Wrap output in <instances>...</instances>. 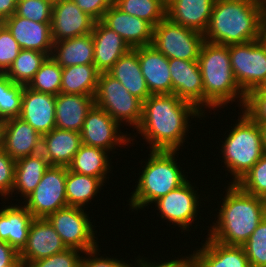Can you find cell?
Returning <instances> with one entry per match:
<instances>
[{
    "label": "cell",
    "instance_id": "60d3db41",
    "mask_svg": "<svg viewBox=\"0 0 266 267\" xmlns=\"http://www.w3.org/2000/svg\"><path fill=\"white\" fill-rule=\"evenodd\" d=\"M81 253L83 254L84 252L74 248H67L47 258L28 262L23 267H80Z\"/></svg>",
    "mask_w": 266,
    "mask_h": 267
},
{
    "label": "cell",
    "instance_id": "9a60e30c",
    "mask_svg": "<svg viewBox=\"0 0 266 267\" xmlns=\"http://www.w3.org/2000/svg\"><path fill=\"white\" fill-rule=\"evenodd\" d=\"M66 249L61 237L46 218H34L29 228L27 243L19 253L21 266Z\"/></svg>",
    "mask_w": 266,
    "mask_h": 267
},
{
    "label": "cell",
    "instance_id": "bcb514c9",
    "mask_svg": "<svg viewBox=\"0 0 266 267\" xmlns=\"http://www.w3.org/2000/svg\"><path fill=\"white\" fill-rule=\"evenodd\" d=\"M76 5L95 21H101L114 0H73Z\"/></svg>",
    "mask_w": 266,
    "mask_h": 267
},
{
    "label": "cell",
    "instance_id": "e0dca14e",
    "mask_svg": "<svg viewBox=\"0 0 266 267\" xmlns=\"http://www.w3.org/2000/svg\"><path fill=\"white\" fill-rule=\"evenodd\" d=\"M55 105V95L34 91L24 86L19 117L43 136L56 127Z\"/></svg>",
    "mask_w": 266,
    "mask_h": 267
},
{
    "label": "cell",
    "instance_id": "277c9868",
    "mask_svg": "<svg viewBox=\"0 0 266 267\" xmlns=\"http://www.w3.org/2000/svg\"><path fill=\"white\" fill-rule=\"evenodd\" d=\"M198 63L203 79V113H207L204 108L214 111L216 108H225L228 103L236 100L242 108L245 94L235 79L228 45L204 41Z\"/></svg>",
    "mask_w": 266,
    "mask_h": 267
},
{
    "label": "cell",
    "instance_id": "ba28073f",
    "mask_svg": "<svg viewBox=\"0 0 266 267\" xmlns=\"http://www.w3.org/2000/svg\"><path fill=\"white\" fill-rule=\"evenodd\" d=\"M204 34L165 17L153 28L152 46L168 59L198 61Z\"/></svg>",
    "mask_w": 266,
    "mask_h": 267
},
{
    "label": "cell",
    "instance_id": "b9f144b4",
    "mask_svg": "<svg viewBox=\"0 0 266 267\" xmlns=\"http://www.w3.org/2000/svg\"><path fill=\"white\" fill-rule=\"evenodd\" d=\"M240 109L252 121L258 124L266 123V91L260 87L248 92Z\"/></svg>",
    "mask_w": 266,
    "mask_h": 267
},
{
    "label": "cell",
    "instance_id": "836d02e7",
    "mask_svg": "<svg viewBox=\"0 0 266 267\" xmlns=\"http://www.w3.org/2000/svg\"><path fill=\"white\" fill-rule=\"evenodd\" d=\"M48 56L36 50L21 49L5 73L14 83L27 86Z\"/></svg>",
    "mask_w": 266,
    "mask_h": 267
},
{
    "label": "cell",
    "instance_id": "ac0fdd59",
    "mask_svg": "<svg viewBox=\"0 0 266 267\" xmlns=\"http://www.w3.org/2000/svg\"><path fill=\"white\" fill-rule=\"evenodd\" d=\"M101 22L119 34L132 49L152 44L154 27L146 20L121 11L114 3Z\"/></svg>",
    "mask_w": 266,
    "mask_h": 267
},
{
    "label": "cell",
    "instance_id": "d6986e66",
    "mask_svg": "<svg viewBox=\"0 0 266 267\" xmlns=\"http://www.w3.org/2000/svg\"><path fill=\"white\" fill-rule=\"evenodd\" d=\"M190 256V267H250L242 246L221 244L208 235Z\"/></svg>",
    "mask_w": 266,
    "mask_h": 267
},
{
    "label": "cell",
    "instance_id": "d6a6232c",
    "mask_svg": "<svg viewBox=\"0 0 266 267\" xmlns=\"http://www.w3.org/2000/svg\"><path fill=\"white\" fill-rule=\"evenodd\" d=\"M104 185L100 178L72 172L67 168L65 189L68 206L87 208L85 206L91 203Z\"/></svg>",
    "mask_w": 266,
    "mask_h": 267
},
{
    "label": "cell",
    "instance_id": "484cf974",
    "mask_svg": "<svg viewBox=\"0 0 266 267\" xmlns=\"http://www.w3.org/2000/svg\"><path fill=\"white\" fill-rule=\"evenodd\" d=\"M81 145L79 132L55 127L42 136L41 153L50 166L68 167Z\"/></svg>",
    "mask_w": 266,
    "mask_h": 267
},
{
    "label": "cell",
    "instance_id": "74e56055",
    "mask_svg": "<svg viewBox=\"0 0 266 267\" xmlns=\"http://www.w3.org/2000/svg\"><path fill=\"white\" fill-rule=\"evenodd\" d=\"M236 185L248 194L266 199V152Z\"/></svg>",
    "mask_w": 266,
    "mask_h": 267
},
{
    "label": "cell",
    "instance_id": "7a4b0ae2",
    "mask_svg": "<svg viewBox=\"0 0 266 267\" xmlns=\"http://www.w3.org/2000/svg\"><path fill=\"white\" fill-rule=\"evenodd\" d=\"M217 220L207 234L229 246H242L266 216V199L248 194L236 184H227Z\"/></svg>",
    "mask_w": 266,
    "mask_h": 267
},
{
    "label": "cell",
    "instance_id": "7402d4cb",
    "mask_svg": "<svg viewBox=\"0 0 266 267\" xmlns=\"http://www.w3.org/2000/svg\"><path fill=\"white\" fill-rule=\"evenodd\" d=\"M42 136L20 117L4 121L3 150L15 161L41 152Z\"/></svg>",
    "mask_w": 266,
    "mask_h": 267
},
{
    "label": "cell",
    "instance_id": "d590c367",
    "mask_svg": "<svg viewBox=\"0 0 266 267\" xmlns=\"http://www.w3.org/2000/svg\"><path fill=\"white\" fill-rule=\"evenodd\" d=\"M62 67L52 58L47 57L40 69L27 85L28 88L51 95L61 92Z\"/></svg>",
    "mask_w": 266,
    "mask_h": 267
},
{
    "label": "cell",
    "instance_id": "2e32d148",
    "mask_svg": "<svg viewBox=\"0 0 266 267\" xmlns=\"http://www.w3.org/2000/svg\"><path fill=\"white\" fill-rule=\"evenodd\" d=\"M172 94L203 112V79L198 61L169 59Z\"/></svg>",
    "mask_w": 266,
    "mask_h": 267
},
{
    "label": "cell",
    "instance_id": "db71d44e",
    "mask_svg": "<svg viewBox=\"0 0 266 267\" xmlns=\"http://www.w3.org/2000/svg\"><path fill=\"white\" fill-rule=\"evenodd\" d=\"M132 263H128V261H127V263H125L122 267H132Z\"/></svg>",
    "mask_w": 266,
    "mask_h": 267
},
{
    "label": "cell",
    "instance_id": "f5cc1de1",
    "mask_svg": "<svg viewBox=\"0 0 266 267\" xmlns=\"http://www.w3.org/2000/svg\"><path fill=\"white\" fill-rule=\"evenodd\" d=\"M4 121L0 120V150L3 148Z\"/></svg>",
    "mask_w": 266,
    "mask_h": 267
},
{
    "label": "cell",
    "instance_id": "52a82bcc",
    "mask_svg": "<svg viewBox=\"0 0 266 267\" xmlns=\"http://www.w3.org/2000/svg\"><path fill=\"white\" fill-rule=\"evenodd\" d=\"M95 105L104 109L121 126H132L135 130L142 120L143 101L128 90L108 72L100 73Z\"/></svg>",
    "mask_w": 266,
    "mask_h": 267
},
{
    "label": "cell",
    "instance_id": "7c38bea8",
    "mask_svg": "<svg viewBox=\"0 0 266 267\" xmlns=\"http://www.w3.org/2000/svg\"><path fill=\"white\" fill-rule=\"evenodd\" d=\"M121 125L115 121L104 109L93 105L88 111L80 136L82 144L99 147L106 151H114L121 145L127 146L134 142L131 133L121 131Z\"/></svg>",
    "mask_w": 266,
    "mask_h": 267
},
{
    "label": "cell",
    "instance_id": "8d00e7d4",
    "mask_svg": "<svg viewBox=\"0 0 266 267\" xmlns=\"http://www.w3.org/2000/svg\"><path fill=\"white\" fill-rule=\"evenodd\" d=\"M24 85L14 83L6 74H0V120L19 117Z\"/></svg>",
    "mask_w": 266,
    "mask_h": 267
},
{
    "label": "cell",
    "instance_id": "e575fe53",
    "mask_svg": "<svg viewBox=\"0 0 266 267\" xmlns=\"http://www.w3.org/2000/svg\"><path fill=\"white\" fill-rule=\"evenodd\" d=\"M123 12L146 20L153 27L166 17V0H114Z\"/></svg>",
    "mask_w": 266,
    "mask_h": 267
},
{
    "label": "cell",
    "instance_id": "f907efd6",
    "mask_svg": "<svg viewBox=\"0 0 266 267\" xmlns=\"http://www.w3.org/2000/svg\"><path fill=\"white\" fill-rule=\"evenodd\" d=\"M260 41L266 47V13L262 19L261 26H260Z\"/></svg>",
    "mask_w": 266,
    "mask_h": 267
},
{
    "label": "cell",
    "instance_id": "ee69618b",
    "mask_svg": "<svg viewBox=\"0 0 266 267\" xmlns=\"http://www.w3.org/2000/svg\"><path fill=\"white\" fill-rule=\"evenodd\" d=\"M16 161L3 149L0 150V197L7 199L12 194ZM8 196V197H7Z\"/></svg>",
    "mask_w": 266,
    "mask_h": 267
},
{
    "label": "cell",
    "instance_id": "f35d334b",
    "mask_svg": "<svg viewBox=\"0 0 266 267\" xmlns=\"http://www.w3.org/2000/svg\"><path fill=\"white\" fill-rule=\"evenodd\" d=\"M242 247L250 267H266V216Z\"/></svg>",
    "mask_w": 266,
    "mask_h": 267
},
{
    "label": "cell",
    "instance_id": "5b68a950",
    "mask_svg": "<svg viewBox=\"0 0 266 267\" xmlns=\"http://www.w3.org/2000/svg\"><path fill=\"white\" fill-rule=\"evenodd\" d=\"M142 171L138 174L135 191L129 198V210H145L159 198L184 184L188 175L178 165V151L150 150Z\"/></svg>",
    "mask_w": 266,
    "mask_h": 267
},
{
    "label": "cell",
    "instance_id": "4dcf8cb0",
    "mask_svg": "<svg viewBox=\"0 0 266 267\" xmlns=\"http://www.w3.org/2000/svg\"><path fill=\"white\" fill-rule=\"evenodd\" d=\"M109 154L105 149L82 144L67 168L72 172L100 178L105 183L107 178L109 180L107 174L113 168Z\"/></svg>",
    "mask_w": 266,
    "mask_h": 267
},
{
    "label": "cell",
    "instance_id": "5bb4252c",
    "mask_svg": "<svg viewBox=\"0 0 266 267\" xmlns=\"http://www.w3.org/2000/svg\"><path fill=\"white\" fill-rule=\"evenodd\" d=\"M95 22L73 0L54 2L51 16L53 42L92 33Z\"/></svg>",
    "mask_w": 266,
    "mask_h": 267
},
{
    "label": "cell",
    "instance_id": "c3c4849f",
    "mask_svg": "<svg viewBox=\"0 0 266 267\" xmlns=\"http://www.w3.org/2000/svg\"><path fill=\"white\" fill-rule=\"evenodd\" d=\"M0 267H22L19 253L3 241H0Z\"/></svg>",
    "mask_w": 266,
    "mask_h": 267
},
{
    "label": "cell",
    "instance_id": "cb8c5ba5",
    "mask_svg": "<svg viewBox=\"0 0 266 267\" xmlns=\"http://www.w3.org/2000/svg\"><path fill=\"white\" fill-rule=\"evenodd\" d=\"M215 0H166V17L176 24L205 33Z\"/></svg>",
    "mask_w": 266,
    "mask_h": 267
},
{
    "label": "cell",
    "instance_id": "f1b7e54d",
    "mask_svg": "<svg viewBox=\"0 0 266 267\" xmlns=\"http://www.w3.org/2000/svg\"><path fill=\"white\" fill-rule=\"evenodd\" d=\"M130 94L143 102L151 95L142 75L138 60V47L124 54L108 71Z\"/></svg>",
    "mask_w": 266,
    "mask_h": 267
},
{
    "label": "cell",
    "instance_id": "1f68e13d",
    "mask_svg": "<svg viewBox=\"0 0 266 267\" xmlns=\"http://www.w3.org/2000/svg\"><path fill=\"white\" fill-rule=\"evenodd\" d=\"M99 75L94 65L62 68L61 92L95 97Z\"/></svg>",
    "mask_w": 266,
    "mask_h": 267
},
{
    "label": "cell",
    "instance_id": "603a6c76",
    "mask_svg": "<svg viewBox=\"0 0 266 267\" xmlns=\"http://www.w3.org/2000/svg\"><path fill=\"white\" fill-rule=\"evenodd\" d=\"M94 43V66L100 72H108L113 65L132 48L125 40L105 26L96 21L92 31Z\"/></svg>",
    "mask_w": 266,
    "mask_h": 267
},
{
    "label": "cell",
    "instance_id": "3957f363",
    "mask_svg": "<svg viewBox=\"0 0 266 267\" xmlns=\"http://www.w3.org/2000/svg\"><path fill=\"white\" fill-rule=\"evenodd\" d=\"M265 13L262 0H215L204 40L220 45L258 40Z\"/></svg>",
    "mask_w": 266,
    "mask_h": 267
},
{
    "label": "cell",
    "instance_id": "9f6ffc18",
    "mask_svg": "<svg viewBox=\"0 0 266 267\" xmlns=\"http://www.w3.org/2000/svg\"><path fill=\"white\" fill-rule=\"evenodd\" d=\"M52 3H54V2H57V1H59V0H50Z\"/></svg>",
    "mask_w": 266,
    "mask_h": 267
},
{
    "label": "cell",
    "instance_id": "ffe728a7",
    "mask_svg": "<svg viewBox=\"0 0 266 267\" xmlns=\"http://www.w3.org/2000/svg\"><path fill=\"white\" fill-rule=\"evenodd\" d=\"M3 24L11 32L21 49L36 50L51 56L54 45L51 23H39L12 15Z\"/></svg>",
    "mask_w": 266,
    "mask_h": 267
},
{
    "label": "cell",
    "instance_id": "9c48e42d",
    "mask_svg": "<svg viewBox=\"0 0 266 267\" xmlns=\"http://www.w3.org/2000/svg\"><path fill=\"white\" fill-rule=\"evenodd\" d=\"M235 79L246 95L266 81V47L258 40L228 45Z\"/></svg>",
    "mask_w": 266,
    "mask_h": 267
},
{
    "label": "cell",
    "instance_id": "83f0119b",
    "mask_svg": "<svg viewBox=\"0 0 266 267\" xmlns=\"http://www.w3.org/2000/svg\"><path fill=\"white\" fill-rule=\"evenodd\" d=\"M62 68L74 65H94L92 34L54 42L51 56Z\"/></svg>",
    "mask_w": 266,
    "mask_h": 267
},
{
    "label": "cell",
    "instance_id": "44dd1931",
    "mask_svg": "<svg viewBox=\"0 0 266 267\" xmlns=\"http://www.w3.org/2000/svg\"><path fill=\"white\" fill-rule=\"evenodd\" d=\"M138 60L151 95L172 94L169 59L154 46L138 47Z\"/></svg>",
    "mask_w": 266,
    "mask_h": 267
},
{
    "label": "cell",
    "instance_id": "7dc6e473",
    "mask_svg": "<svg viewBox=\"0 0 266 267\" xmlns=\"http://www.w3.org/2000/svg\"><path fill=\"white\" fill-rule=\"evenodd\" d=\"M188 256V257H187ZM187 256H183L180 259L177 257L176 259H171V260H165L161 261L159 260L158 262H148V258H143L140 255L135 259V263L133 264L134 266L132 267H190V256L187 254ZM141 257V258H140ZM148 259V260H146Z\"/></svg>",
    "mask_w": 266,
    "mask_h": 267
},
{
    "label": "cell",
    "instance_id": "6da1fadb",
    "mask_svg": "<svg viewBox=\"0 0 266 267\" xmlns=\"http://www.w3.org/2000/svg\"><path fill=\"white\" fill-rule=\"evenodd\" d=\"M204 116L195 105L174 94L150 95L143 102L136 133L149 143L150 150L179 151L186 142L188 129H192L190 117L202 120Z\"/></svg>",
    "mask_w": 266,
    "mask_h": 267
},
{
    "label": "cell",
    "instance_id": "681fc988",
    "mask_svg": "<svg viewBox=\"0 0 266 267\" xmlns=\"http://www.w3.org/2000/svg\"><path fill=\"white\" fill-rule=\"evenodd\" d=\"M17 0H0V22L3 23L6 19L15 14Z\"/></svg>",
    "mask_w": 266,
    "mask_h": 267
},
{
    "label": "cell",
    "instance_id": "ab89813d",
    "mask_svg": "<svg viewBox=\"0 0 266 267\" xmlns=\"http://www.w3.org/2000/svg\"><path fill=\"white\" fill-rule=\"evenodd\" d=\"M53 3L50 0H17L15 14L39 23H51Z\"/></svg>",
    "mask_w": 266,
    "mask_h": 267
},
{
    "label": "cell",
    "instance_id": "d4e9b609",
    "mask_svg": "<svg viewBox=\"0 0 266 267\" xmlns=\"http://www.w3.org/2000/svg\"><path fill=\"white\" fill-rule=\"evenodd\" d=\"M21 204V205H19ZM6 205L0 209V241L8 243L20 253L27 243L34 217L22 203Z\"/></svg>",
    "mask_w": 266,
    "mask_h": 267
},
{
    "label": "cell",
    "instance_id": "8fae6325",
    "mask_svg": "<svg viewBox=\"0 0 266 267\" xmlns=\"http://www.w3.org/2000/svg\"><path fill=\"white\" fill-rule=\"evenodd\" d=\"M66 176L67 167L49 166L34 191L22 201L34 218H47L68 206Z\"/></svg>",
    "mask_w": 266,
    "mask_h": 267
},
{
    "label": "cell",
    "instance_id": "4fadbf2b",
    "mask_svg": "<svg viewBox=\"0 0 266 267\" xmlns=\"http://www.w3.org/2000/svg\"><path fill=\"white\" fill-rule=\"evenodd\" d=\"M187 180L178 188L167 193L165 196L159 198L154 202L156 210L159 211L161 220H167L173 226L180 227L179 231H191L193 221L197 220L199 206L201 200L197 190ZM196 218V219H195ZM190 228V230H189Z\"/></svg>",
    "mask_w": 266,
    "mask_h": 267
},
{
    "label": "cell",
    "instance_id": "816d5d0a",
    "mask_svg": "<svg viewBox=\"0 0 266 267\" xmlns=\"http://www.w3.org/2000/svg\"><path fill=\"white\" fill-rule=\"evenodd\" d=\"M259 126L262 132V142L264 151L266 152V123H260Z\"/></svg>",
    "mask_w": 266,
    "mask_h": 267
},
{
    "label": "cell",
    "instance_id": "f6af8a7d",
    "mask_svg": "<svg viewBox=\"0 0 266 267\" xmlns=\"http://www.w3.org/2000/svg\"><path fill=\"white\" fill-rule=\"evenodd\" d=\"M98 247L84 252L85 256L82 255L80 267H122L126 263L122 258L118 260L114 257L100 256L101 251Z\"/></svg>",
    "mask_w": 266,
    "mask_h": 267
},
{
    "label": "cell",
    "instance_id": "7bdbcfd3",
    "mask_svg": "<svg viewBox=\"0 0 266 267\" xmlns=\"http://www.w3.org/2000/svg\"><path fill=\"white\" fill-rule=\"evenodd\" d=\"M21 47L7 27L0 22V74H5L19 55Z\"/></svg>",
    "mask_w": 266,
    "mask_h": 267
},
{
    "label": "cell",
    "instance_id": "4316f807",
    "mask_svg": "<svg viewBox=\"0 0 266 267\" xmlns=\"http://www.w3.org/2000/svg\"><path fill=\"white\" fill-rule=\"evenodd\" d=\"M94 104L93 96L60 92L56 95V128L80 133L87 113Z\"/></svg>",
    "mask_w": 266,
    "mask_h": 267
},
{
    "label": "cell",
    "instance_id": "f546056e",
    "mask_svg": "<svg viewBox=\"0 0 266 267\" xmlns=\"http://www.w3.org/2000/svg\"><path fill=\"white\" fill-rule=\"evenodd\" d=\"M49 166L41 152L17 159L13 190L9 197L13 198V193H18L25 200L34 191Z\"/></svg>",
    "mask_w": 266,
    "mask_h": 267
},
{
    "label": "cell",
    "instance_id": "11a10c76",
    "mask_svg": "<svg viewBox=\"0 0 266 267\" xmlns=\"http://www.w3.org/2000/svg\"><path fill=\"white\" fill-rule=\"evenodd\" d=\"M261 88H262L264 91H266V81H265V83L261 86Z\"/></svg>",
    "mask_w": 266,
    "mask_h": 267
},
{
    "label": "cell",
    "instance_id": "30bf717a",
    "mask_svg": "<svg viewBox=\"0 0 266 267\" xmlns=\"http://www.w3.org/2000/svg\"><path fill=\"white\" fill-rule=\"evenodd\" d=\"M83 208L66 206L49 215L46 219L61 237L67 248L87 252L98 246L97 227L92 225L87 211ZM95 230V231H94ZM96 239V240H95Z\"/></svg>",
    "mask_w": 266,
    "mask_h": 267
},
{
    "label": "cell",
    "instance_id": "8992f818",
    "mask_svg": "<svg viewBox=\"0 0 266 267\" xmlns=\"http://www.w3.org/2000/svg\"><path fill=\"white\" fill-rule=\"evenodd\" d=\"M231 130L227 131L220 153L232 181L236 184L264 155L262 132L258 123L252 121L243 111Z\"/></svg>",
    "mask_w": 266,
    "mask_h": 267
}]
</instances>
